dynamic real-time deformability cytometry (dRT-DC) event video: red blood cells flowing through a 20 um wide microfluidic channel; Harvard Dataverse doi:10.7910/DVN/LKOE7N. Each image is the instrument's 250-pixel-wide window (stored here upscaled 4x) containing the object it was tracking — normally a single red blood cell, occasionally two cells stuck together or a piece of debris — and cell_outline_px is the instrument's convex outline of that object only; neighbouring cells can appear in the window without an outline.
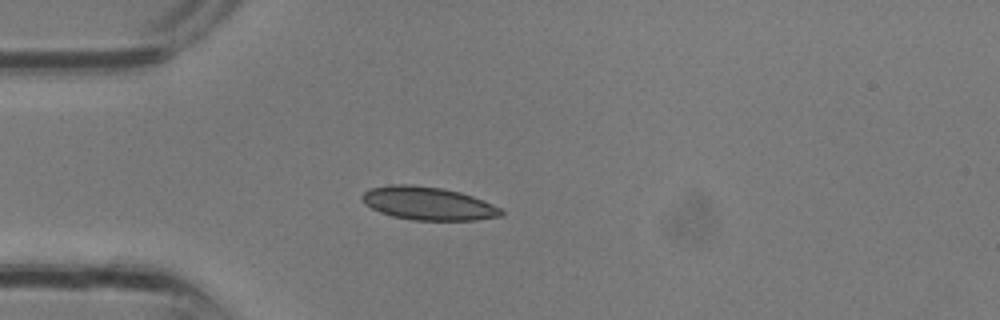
{"species": "common noctule bat (a hibernating species)", "species_latin": "Nyctalus noctula", "temperature_condition": "room temperature", "stored_images_in_passage": 4, "camera_frame_rate_fps": 3000, "um_per_image_px": 0.085, "animal": {"sex": "male", "body_mass_g": 13.3}, "frame": {"image": 1, "passage_image": 1, "time_ms": 0.0, "image_size_px": [1000, 320], "cell_outline_px": [[504, 216], [476, 220], [412, 220], [392, 216], [380, 212], [364, 204], [360, 196], [364, 192], [372, 188], [388, 184], [412, 184], [440, 188], [460, 192], [472, 196], [492, 204], [500, 208], [504, 212]], "centroid_in_image_um": [36.38, 17.29], "position_along_channel_um": 48.6, "area_um2": 26.93}}
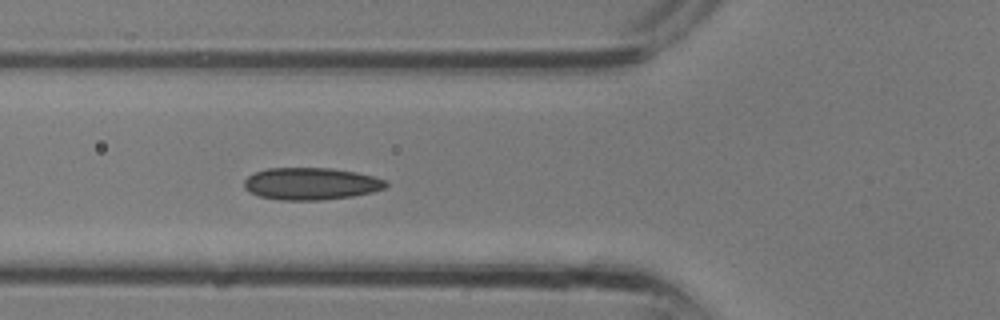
{"frame": {"image": 2, "passage_image": 4, "time_ms": 1.0, "image_size_px": [1000, 320], "cell_outline_px": [[388, 184], [384, 188], [372, 192], [352, 196], [320, 200], [280, 200], [260, 196], [248, 192], [244, 188], [244, 180], [248, 176], [256, 172], [268, 168], [332, 168], [356, 172], [388, 180]], "centroid_in_image_um": [26.43, 15.61], "position_along_channel_um": 99.4, "area_um2": 26.59}}